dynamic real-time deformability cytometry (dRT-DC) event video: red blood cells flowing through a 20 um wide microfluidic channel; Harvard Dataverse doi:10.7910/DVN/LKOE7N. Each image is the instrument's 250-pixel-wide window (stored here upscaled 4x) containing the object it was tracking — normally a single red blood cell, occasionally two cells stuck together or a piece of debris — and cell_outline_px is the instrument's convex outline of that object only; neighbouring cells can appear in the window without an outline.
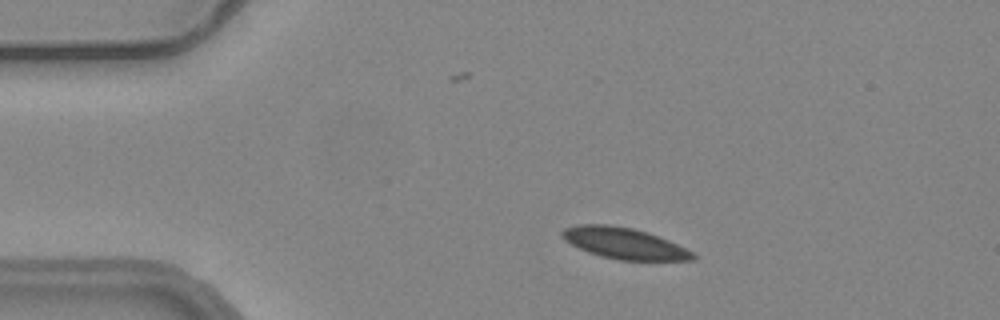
{"species": "common noctule bat (a hibernating species)", "species_latin": "Nyctalus noctula", "temperature_condition": "warm", "stored_images_in_passage": 34, "camera_frame_rate_fps": 3000, "um_per_image_px": 0.085, "animal": {"sex": "female", "body_mass_g": 24.6, "forearm_length_mm": 56.2}, "frame": {"image": 1, "passage_image": 8, "time_ms": 2.333, "image_size_px": [1000, 320], "cell_outline_px": [[696, 256], [692, 260], [620, 260], [600, 256], [588, 252], [564, 240], [560, 236], [560, 232], [564, 228], [580, 224], [608, 224], [632, 228], [648, 232], [668, 240], [692, 252]], "centroid_in_image_um": [53.01, 20.67], "position_along_channel_um": 32.0, "area_um2": 23.58}}
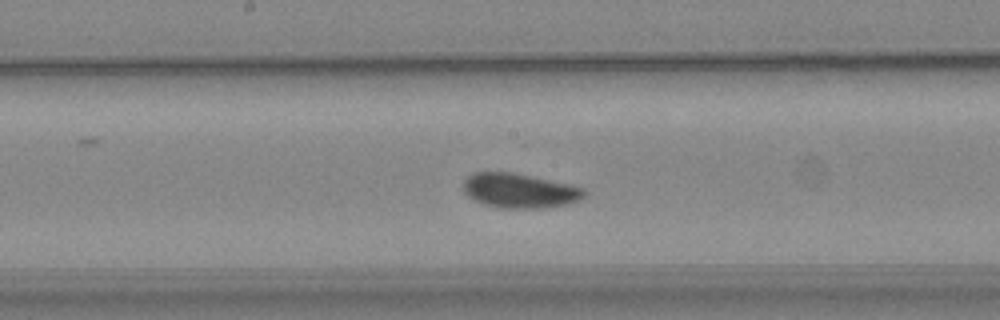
{"frame": {"image": 2, "passage_image": 26, "time_ms": 8.333, "image_size_px": [1000, 320], "cell_outline_px": [[588, 192], [580, 200], [568, 204], [544, 208], [500, 208], [484, 204], [472, 200], [464, 192], [464, 180], [472, 172], [512, 172], [572, 184], [584, 188]], "centroid_in_image_um": [44.19, 16.21], "position_along_channel_um": 204.0, "area_um2": 24.68}}
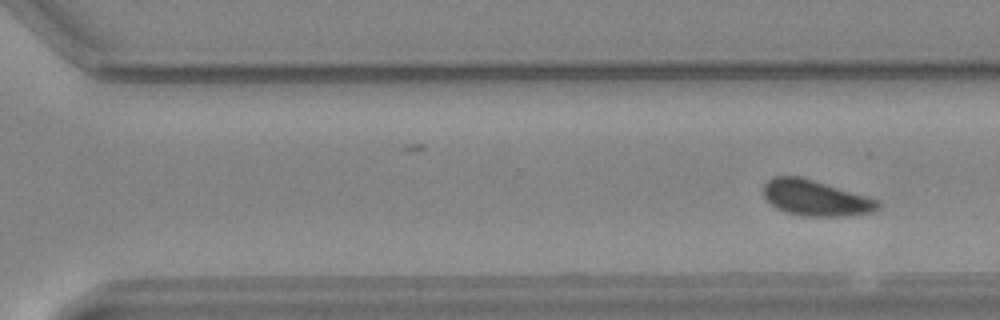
{"frame": {"image": 3, "passage_image": 34, "time_ms": 11.0, "image_size_px": [1000, 320], "cell_outline_px": [[880, 208], [872, 212], [844, 216], [804, 216], [788, 212], [776, 208], [764, 196], [764, 184], [772, 176], [800, 176], [868, 196], [880, 200]], "centroid_in_image_um": [69.35, 16.82], "position_along_channel_um": 301.2, "area_um2": 23.76}}